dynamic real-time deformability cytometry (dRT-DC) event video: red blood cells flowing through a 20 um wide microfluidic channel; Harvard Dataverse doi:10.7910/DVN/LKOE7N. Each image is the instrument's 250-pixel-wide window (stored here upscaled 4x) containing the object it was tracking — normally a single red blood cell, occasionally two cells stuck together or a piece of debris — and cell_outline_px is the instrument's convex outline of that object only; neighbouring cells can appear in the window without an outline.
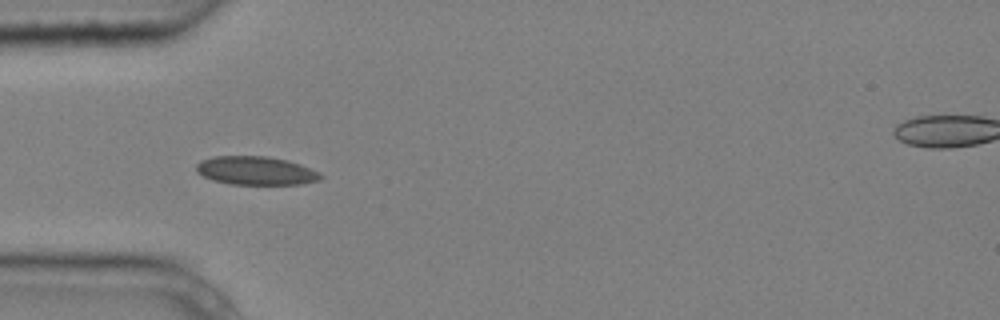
{"species": "common noctule bat (a hibernating species)", "species_latin": "Nyctalus noctula", "temperature_condition": "cold", "stored_images_in_passage": 10, "camera_frame_rate_fps": 3000, "um_per_image_px": 0.085, "animal": {"sex": "male", "body_mass_g": 20.4}, "frame": {"image": 1, "passage_image": 5, "time_ms": 1.333, "image_size_px": [1000, 320], "cell_outline_px": [[324, 176], [320, 180], [300, 184], [232, 184], [212, 180], [196, 172], [196, 164], [200, 160], [216, 156], [268, 156], [300, 164], [320, 172]], "centroid_in_image_um": [21.75, 14.5], "position_along_channel_um": 63.3, "area_um2": 20.63}}
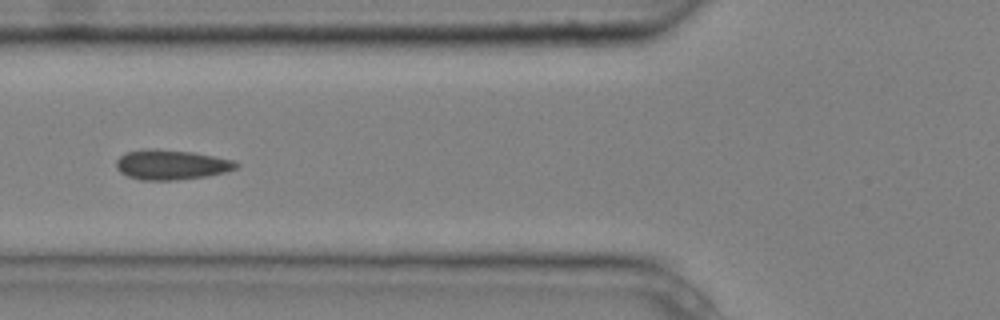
{"frame": {"image": 2, "passage_image": 6, "time_ms": 1.667, "image_size_px": [1000, 320], "cell_outline_px": [[240, 164], [236, 168], [224, 172], [208, 176], [176, 180], [140, 180], [128, 176], [120, 172], [116, 168], [116, 160], [124, 152], [144, 148], [156, 148], [192, 152], [236, 160]], "centroid_in_image_um": [14.54, 13.99], "position_along_channel_um": 111.3, "area_um2": 21.21}}
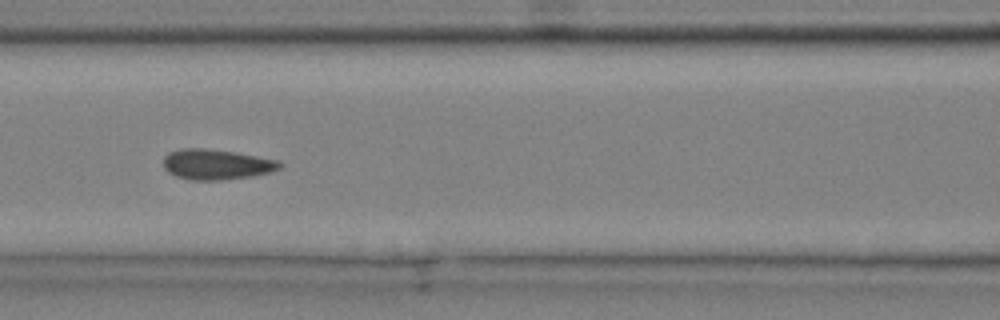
{"frame": {"image": 3, "passage_image": 7, "time_ms": 2.0, "image_size_px": [1000, 320], "cell_outline_px": [[284, 164], [280, 168], [272, 172], [252, 176], [220, 180], [192, 180], [176, 176], [168, 172], [164, 168], [164, 156], [168, 152], [180, 148], [204, 148], [236, 152], [276, 160]], "centroid_in_image_um": [18.38, 13.97], "position_along_channel_um": 148.2, "area_um2": 20.63}}